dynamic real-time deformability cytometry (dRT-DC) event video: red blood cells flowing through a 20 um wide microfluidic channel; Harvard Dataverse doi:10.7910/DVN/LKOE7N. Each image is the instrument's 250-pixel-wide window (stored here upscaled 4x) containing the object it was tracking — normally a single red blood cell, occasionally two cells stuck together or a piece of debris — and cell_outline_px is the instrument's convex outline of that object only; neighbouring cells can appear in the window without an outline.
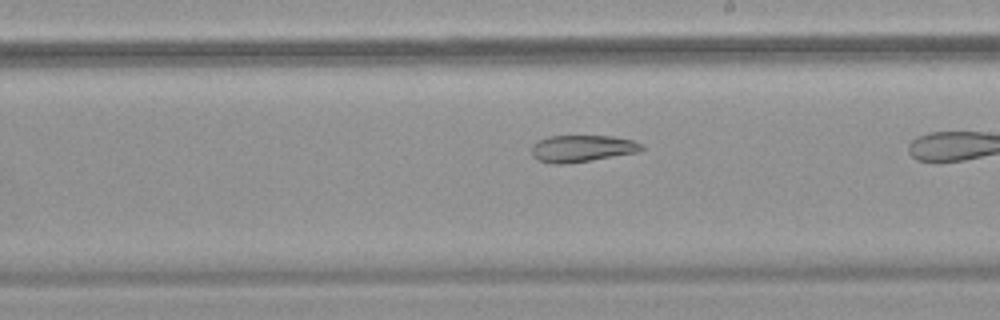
{"species": "common noctule bat (a hibernating species)", "species_latin": "Nyctalus noctula", "temperature_condition": "warm", "stored_images_in_passage": 27, "camera_frame_rate_fps": 3000, "um_per_image_px": 0.085, "animal": {"sex": "female", "body_mass_g": 18.4}, "frame": {"image": 1, "passage_image": 23, "time_ms": 7.333, "image_size_px": [1000, 320], "cell_outline_px": [[644, 148], [640, 152], [564, 164], [552, 164], [540, 160], [532, 156], [532, 144], [536, 140], [548, 136], [612, 136], [632, 140], [644, 144]], "centroid_in_image_um": [49.47, 12.61], "position_along_channel_um": 239.5, "area_um2": 17.28}}